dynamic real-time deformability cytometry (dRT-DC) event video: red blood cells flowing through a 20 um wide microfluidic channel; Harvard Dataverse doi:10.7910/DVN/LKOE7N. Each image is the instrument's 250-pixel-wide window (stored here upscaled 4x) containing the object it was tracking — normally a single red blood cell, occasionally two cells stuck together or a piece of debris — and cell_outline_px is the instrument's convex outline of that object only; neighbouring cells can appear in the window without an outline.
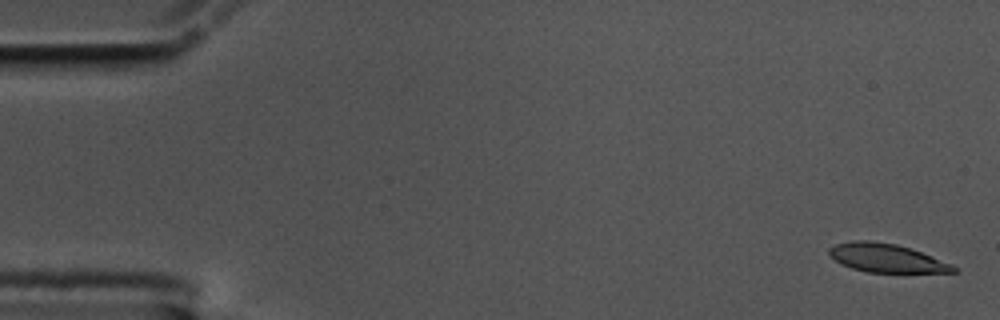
{"species": "common noctule bat (a hibernating species)", "species_latin": "Nyctalus noctula", "temperature_condition": "cold", "stored_images_in_passage": 58, "camera_frame_rate_fps": 3000, "um_per_image_px": 0.085, "animal": {"sex": "male", "body_mass_g": 17.5, "forearm_length_mm": 52.3}, "frame": {"image": 1, "passage_image": 2, "time_ms": 0.333, "image_size_px": [1000, 320], "cell_outline_px": [[956, 272], [868, 272], [852, 268], [840, 264], [828, 256], [828, 248], [836, 244], [852, 240], [872, 240], [896, 244], [920, 252], [952, 264], [956, 268]], "centroid_in_image_um": [75.26, 21.92], "position_along_channel_um": 9.7, "area_um2": 20.58}}
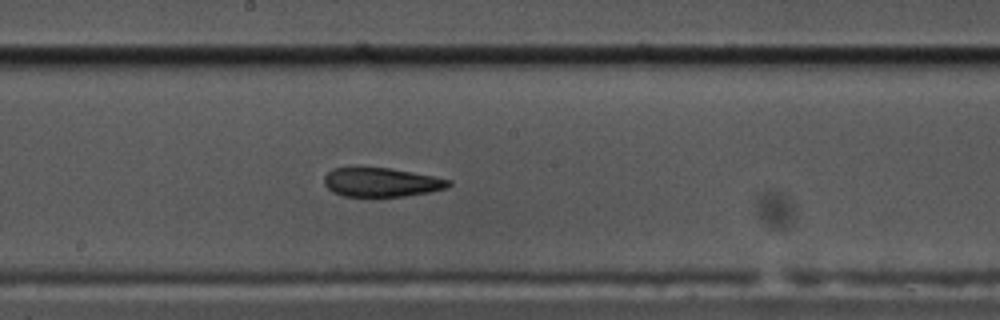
{"frame": {"image": 2, "passage_image": 31, "time_ms": 10.0, "image_size_px": [1000, 320], "cell_outline_px": [[452, 184], [448, 188], [428, 192], [404, 196], [344, 196], [332, 192], [324, 184], [324, 176], [332, 168], [392, 168], [452, 180]], "centroid_in_image_um": [32.43, 15.49], "position_along_channel_um": 215.8, "area_um2": 20.92}}
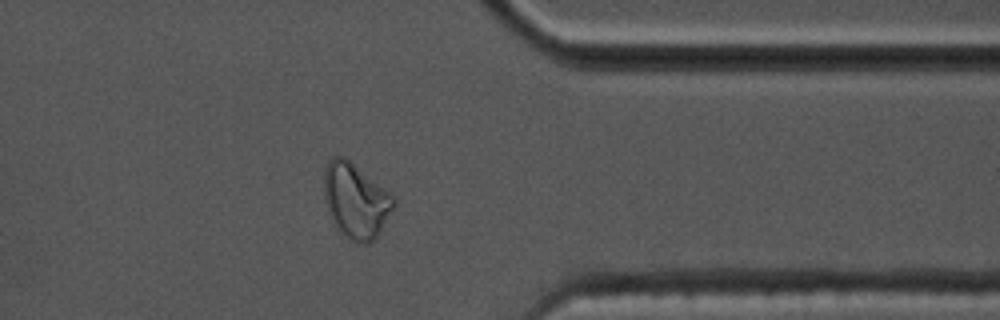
{"frame": {"image": 3, "passage_image": 46, "time_ms": 15.0, "image_size_px": [1000, 320], "cell_outline_px": [[396, 204], [376, 240], [368, 244], [356, 244], [348, 240], [336, 224], [328, 208], [324, 196], [324, 164], [332, 156], [344, 156], [388, 192], [396, 200]], "centroid_in_image_um": [30.24, 17.08], "position_along_channel_um": 381.2, "area_um2": 30.23}, "authors_computed_cell_mechanics": {"area_um2": 22.2819, "velocity_mm_per_s": 3.5003, "shape_relaxation_time_tau1_ms": null, "shape_relaxation_time_tau2_ms": 3.6064, "deformation_change_tau1": null, "deformation_change_tau2": 0.1141}}